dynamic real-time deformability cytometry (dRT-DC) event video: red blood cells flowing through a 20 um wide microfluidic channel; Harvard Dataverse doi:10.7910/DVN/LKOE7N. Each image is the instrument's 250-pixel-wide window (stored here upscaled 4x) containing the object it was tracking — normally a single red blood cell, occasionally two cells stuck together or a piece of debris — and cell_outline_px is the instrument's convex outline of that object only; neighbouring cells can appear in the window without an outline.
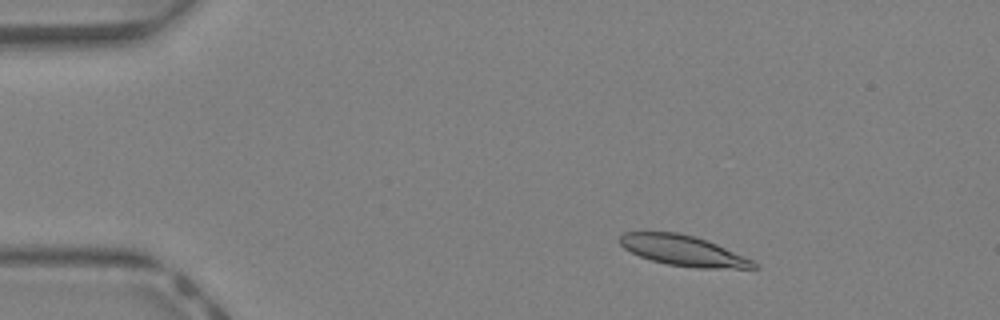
{"species": "Egyptian fruit bat (a non-hibernating species)", "species_latin": "Rousettus aegyptiacus", "temperature_condition": "warm", "stored_images_in_passage": 42, "camera_frame_rate_fps": 3000, "um_per_image_px": 0.085, "animal": {"sex": "female"}, "frame": {"image": 1, "passage_image": 6, "time_ms": 1.667, "image_size_px": [1000, 320], "cell_outline_px": [[760, 268], [696, 268], [668, 264], [652, 260], [640, 256], [624, 248], [616, 240], [624, 232], [676, 232], [692, 236], [716, 244], [752, 260], [760, 264]], "centroid_in_image_um": [58.05, 21.31], "position_along_channel_um": 26.9, "area_um2": 23.47}}
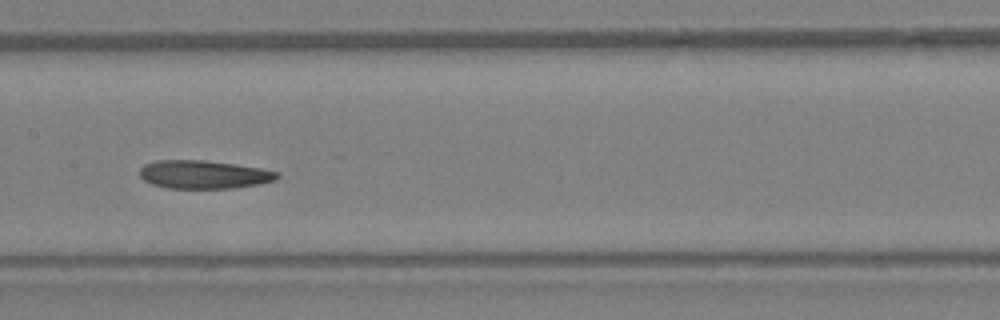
{"frame": {"image": 2, "passage_image": 21, "time_ms": 6.667, "image_size_px": [1000, 320], "cell_outline_px": [[280, 176], [276, 180], [260, 184], [232, 188], [168, 188], [152, 184], [144, 180], [140, 176], [140, 168], [144, 164], [156, 160], [204, 160], [236, 164], [260, 168], [280, 172]], "centroid_in_image_um": [17.34, 14.83], "position_along_channel_um": 190.1, "area_um2": 22.77}}
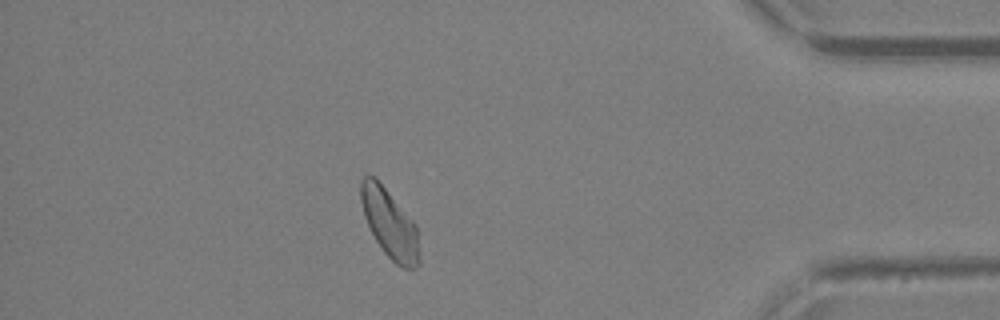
{"frame": {"image": 3, "passage_image": 37, "time_ms": 12.0, "image_size_px": [1000, 320], "cell_outline_px": [[420, 264], [416, 268], [404, 268], [396, 264], [384, 252], [376, 240], [364, 216], [360, 200], [360, 180], [368, 172], [384, 188], [416, 224], [420, 260]], "centroid_in_image_um": [33.12, 19.03], "position_along_channel_um": 402.1, "area_um2": 23.06}, "authors_computed_cell_mechanics": {"area_um2": 23.5246, "velocity_mm_per_s": 4.732, "shape_relaxation_time_tau1_ms": null, "shape_relaxation_time_tau2_ms": 5.4851, "deformation_change_tau1": null, "deformation_change_tau2": 0.1331}}